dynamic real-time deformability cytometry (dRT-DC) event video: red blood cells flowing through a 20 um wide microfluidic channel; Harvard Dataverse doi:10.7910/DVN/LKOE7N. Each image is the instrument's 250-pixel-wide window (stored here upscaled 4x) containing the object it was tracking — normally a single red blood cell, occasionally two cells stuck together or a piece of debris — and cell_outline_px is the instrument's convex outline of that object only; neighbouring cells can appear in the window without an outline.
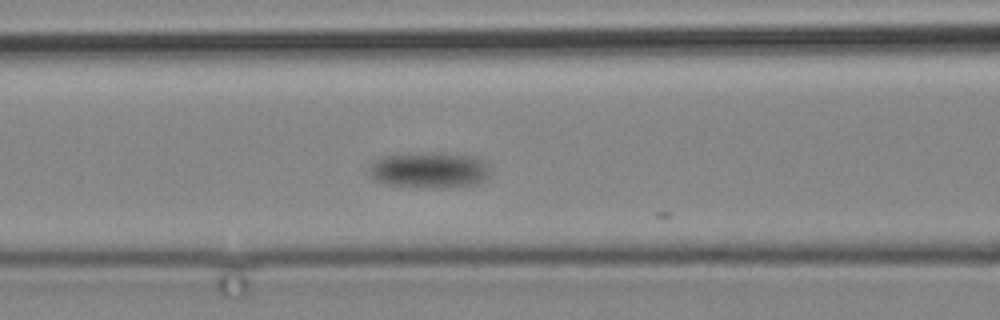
{"species": "common noctule bat (a hibernating species)", "species_latin": "Nyctalus noctula", "temperature_condition": "cold", "stored_images_in_passage": 7, "camera_frame_rate_fps": 3000, "um_per_image_px": 0.085, "animal": {"sex": "male", "body_mass_g": 19.2, "forearm_length_mm": 51.8}, "frame": {"image": 1, "passage_image": 5, "time_ms": 4.667, "image_size_px": [1000, 320], "cell_outline_px": [[488, 176], [484, 180], [476, 184], [440, 188], [388, 184], [376, 180], [372, 176], [368, 168], [380, 156], [396, 152], [440, 152], [476, 156], [488, 168]], "centroid_in_image_um": [36.45, 14.41], "position_along_channel_um": 130.1, "area_um2": 25.55}}